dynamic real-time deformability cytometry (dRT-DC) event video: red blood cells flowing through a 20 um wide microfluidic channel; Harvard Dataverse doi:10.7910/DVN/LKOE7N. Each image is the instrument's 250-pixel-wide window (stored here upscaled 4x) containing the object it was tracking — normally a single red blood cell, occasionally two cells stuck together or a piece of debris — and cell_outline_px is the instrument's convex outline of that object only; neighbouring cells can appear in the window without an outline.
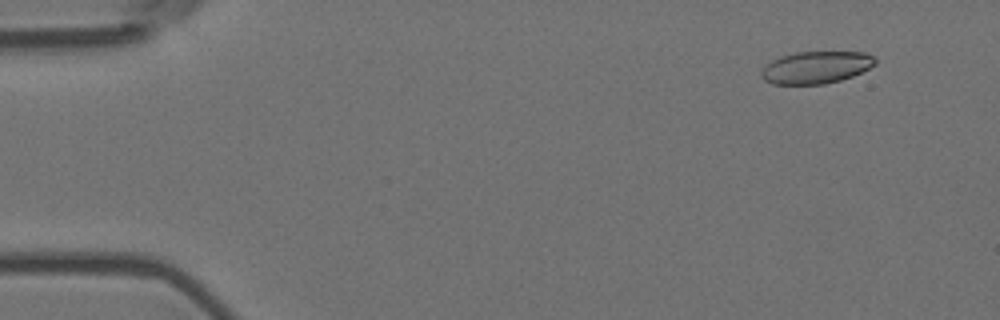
{"species": "Egyptian fruit bat (a non-hibernating species)", "species_latin": "Rousettus aegyptiacus", "temperature_condition": "room temperature", "stored_images_in_passage": 5, "camera_frame_rate_fps": 3000, "um_per_image_px": 0.085, "animal": {"sex": "female"}, "frame": {"image": 1, "passage_image": 1, "time_ms": 0.0, "image_size_px": [1000, 320], "cell_outline_px": [[876, 64], [852, 76], [840, 80], [824, 84], [772, 84], [764, 80], [760, 76], [760, 72], [764, 64], [780, 56], [796, 52], [864, 52], [872, 56], [876, 60]], "centroid_in_image_um": [69.3, 5.73], "position_along_channel_um": 15.7, "area_um2": 21.44}}
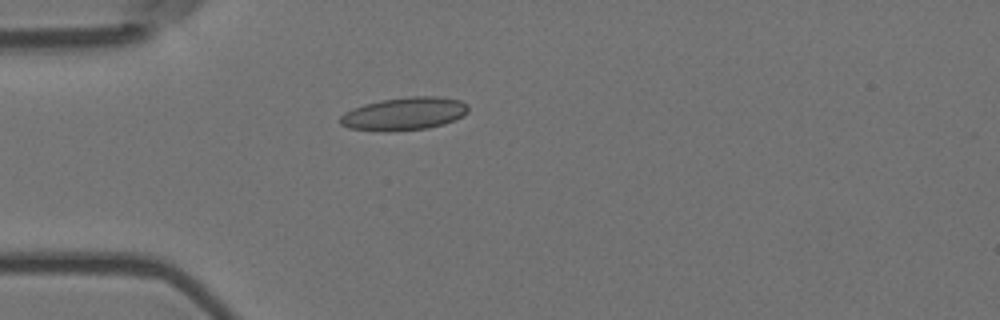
{"frame": {"image": 2, "passage_image": 4, "time_ms": 1.0, "image_size_px": [1000, 320], "cell_outline_px": [[468, 112], [464, 116], [456, 120], [444, 124], [428, 128], [388, 132], [384, 132], [348, 128], [340, 124], [340, 116], [344, 112], [352, 108], [364, 104], [380, 100], [408, 96], [436, 96], [460, 100], [468, 104]], "centroid_in_image_um": [34.36, 9.67], "position_along_channel_um": 50.6, "area_um2": 24.97}}